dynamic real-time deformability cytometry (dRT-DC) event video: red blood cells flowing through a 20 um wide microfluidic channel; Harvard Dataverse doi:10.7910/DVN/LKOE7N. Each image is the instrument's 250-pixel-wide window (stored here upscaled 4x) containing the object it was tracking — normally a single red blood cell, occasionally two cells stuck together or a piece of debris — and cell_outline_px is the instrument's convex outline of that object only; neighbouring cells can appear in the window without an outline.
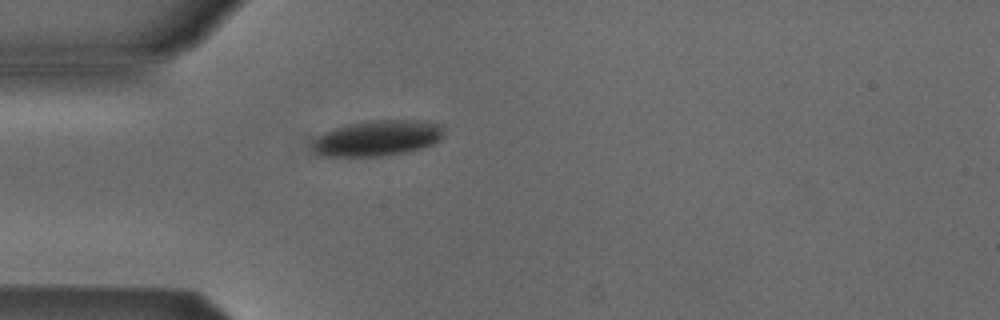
{"species": "Egyptian fruit bat (a non-hibernating species)", "species_latin": "Rousettus aegyptiacus", "temperature_condition": "cold", "stored_images_in_passage": 39, "camera_frame_rate_fps": 3000, "um_per_image_px": 0.085, "animal": {"sex": "male"}, "frame": {"image": 1, "passage_image": 1, "time_ms": 0.0, "image_size_px": [1000, 320], "cell_outline_px": [[444, 136], [440, 140], [432, 144], [420, 148], [388, 156], [316, 156], [312, 148], [312, 140], [316, 136], [332, 128], [348, 124], [368, 120], [428, 120], [440, 124], [444, 128]], "centroid_in_image_um": [32.06, 11.73], "position_along_channel_um": 52.9, "area_um2": 27.86}}
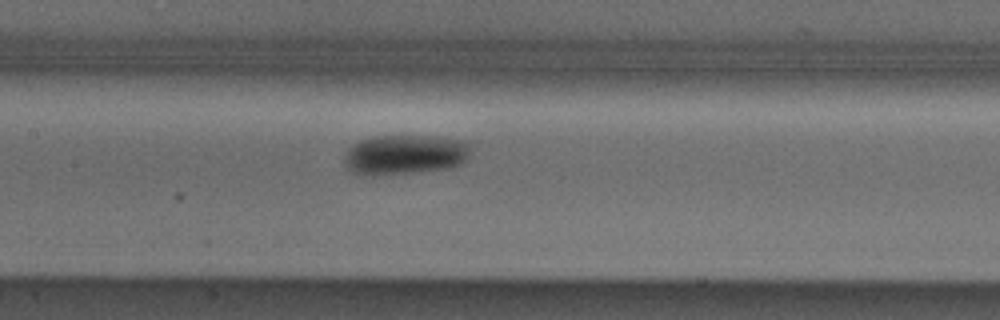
{"frame": {"image": 2, "passage_image": 11, "time_ms": 3.333, "image_size_px": [1000, 320], "cell_outline_px": [[468, 156], [460, 164], [452, 168], [420, 172], [372, 176], [356, 172], [348, 168], [344, 164], [344, 156], [348, 148], [352, 144], [360, 140], [372, 136], [436, 136], [464, 140], [468, 144]], "centroid_in_image_um": [34.39, 13.14], "position_along_channel_um": 173.0, "area_um2": 29.54}}
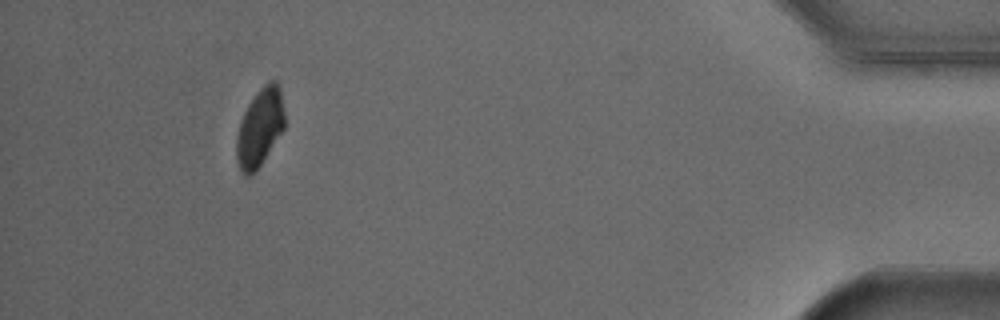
{"frame": {"image": 3, "passage_image": 35, "time_ms": 11.333, "image_size_px": [1000, 320], "cell_outline_px": [[284, 128], [260, 164], [248, 176], [244, 176], [240, 172], [236, 160], [236, 140], [240, 120], [248, 104], [260, 88], [268, 80], [276, 80], [280, 88], [284, 112]], "centroid_in_image_um": [22.06, 10.81], "position_along_channel_um": 413.1, "area_um2": 21.62}, "authors_computed_cell_mechanics": {"area_um2": 26.877, "velocity_mm_per_s": 3.8353, "shape_relaxation_time_tau1_ms": 1.4535, "shape_relaxation_time_tau2_ms": null, "deformation_change_tau1": 0.0792, "deformation_change_tau2": null}}